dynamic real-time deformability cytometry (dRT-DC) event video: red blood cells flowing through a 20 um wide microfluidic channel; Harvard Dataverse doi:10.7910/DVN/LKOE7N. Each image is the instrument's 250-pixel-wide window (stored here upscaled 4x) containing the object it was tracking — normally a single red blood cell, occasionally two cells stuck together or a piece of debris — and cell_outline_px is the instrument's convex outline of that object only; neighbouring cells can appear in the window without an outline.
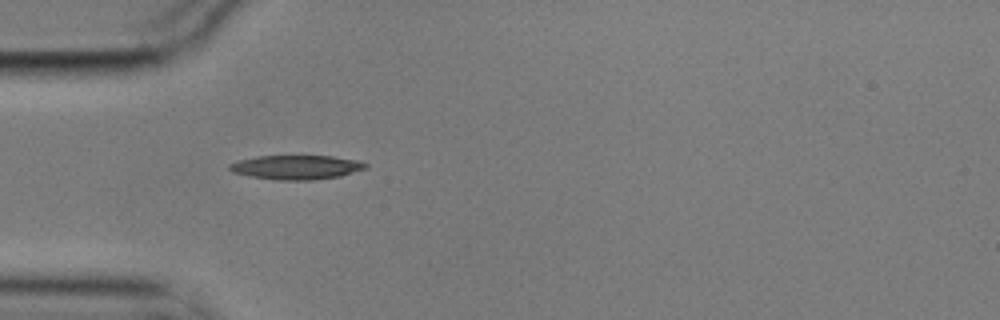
{"species": "common noctule bat (a hibernating species)", "species_latin": "Nyctalus noctula", "temperature_condition": "cold", "stored_images_in_passage": 2, "camera_frame_rate_fps": 3000, "um_per_image_px": 0.085, "animal": {"sex": "male", "body_mass_g": 17.9}, "frame": {"image": 1, "passage_image": 1, "time_ms": 0.0, "image_size_px": [1000, 320], "cell_outline_px": [[368, 168], [340, 176], [312, 180], [276, 180], [252, 176], [232, 172], [228, 168], [228, 164], [240, 160], [256, 156], [332, 156], [360, 160], [368, 164]], "centroid_in_image_um": [25.23, 14.21], "position_along_channel_um": 59.8, "area_um2": 19.25}}
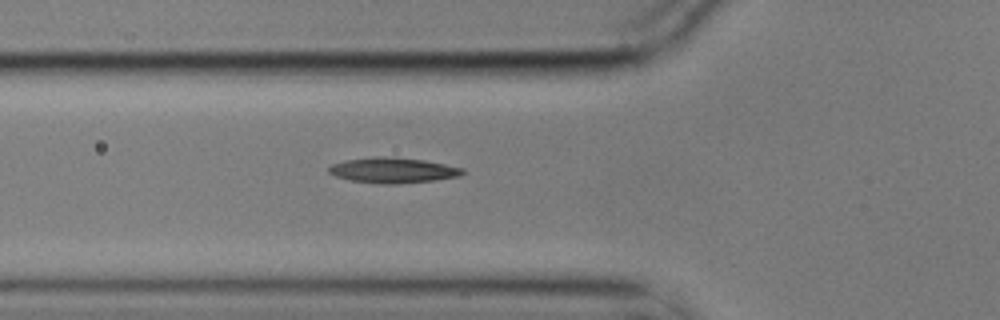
{"frame": {"image": 2, "passage_image": 2, "time_ms": 0.333, "image_size_px": [1000, 320], "cell_outline_px": [[464, 172], [460, 176], [436, 180], [396, 184], [380, 184], [348, 180], [336, 176], [328, 172], [328, 168], [332, 164], [348, 160], [376, 156], [384, 156], [424, 160], [464, 168]], "centroid_in_image_um": [33.4, 14.48], "position_along_channel_um": 92.4, "area_um2": 19.77}}